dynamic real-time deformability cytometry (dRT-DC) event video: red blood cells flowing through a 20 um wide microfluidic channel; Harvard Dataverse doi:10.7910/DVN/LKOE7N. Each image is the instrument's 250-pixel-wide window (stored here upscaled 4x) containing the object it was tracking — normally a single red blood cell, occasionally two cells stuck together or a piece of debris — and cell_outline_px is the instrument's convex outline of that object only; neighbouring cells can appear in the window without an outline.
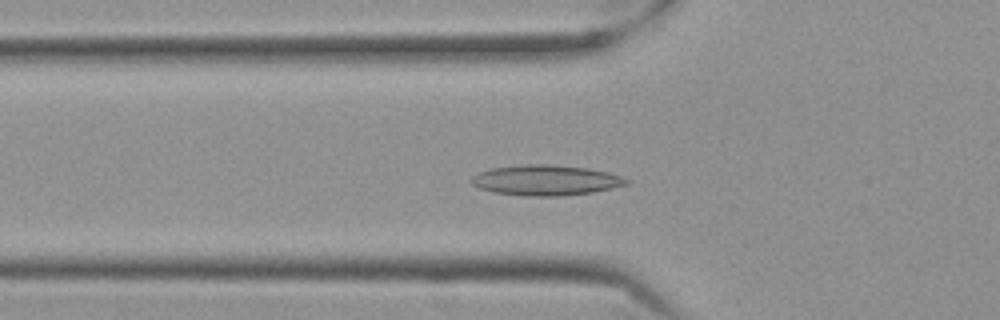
{"species": "Egyptian fruit bat (a non-hibernating species)", "species_latin": "Rousettus aegyptiacus", "temperature_condition": "cold", "stored_images_in_passage": 56, "camera_frame_rate_fps": 3000, "um_per_image_px": 0.085, "frame": {"image": 1, "passage_image": 18, "time_ms": 5.667, "image_size_px": [1000, 320], "cell_outline_px": [[628, 184], [612, 188], [592, 192], [560, 196], [524, 196], [492, 192], [480, 188], [472, 184], [472, 176], [476, 172], [492, 168], [524, 164], [548, 164], [588, 168], [608, 172], [620, 176], [628, 180]], "centroid_in_image_um": [46.36, 15.32], "position_along_channel_um": 79.4, "area_um2": 27.46}}
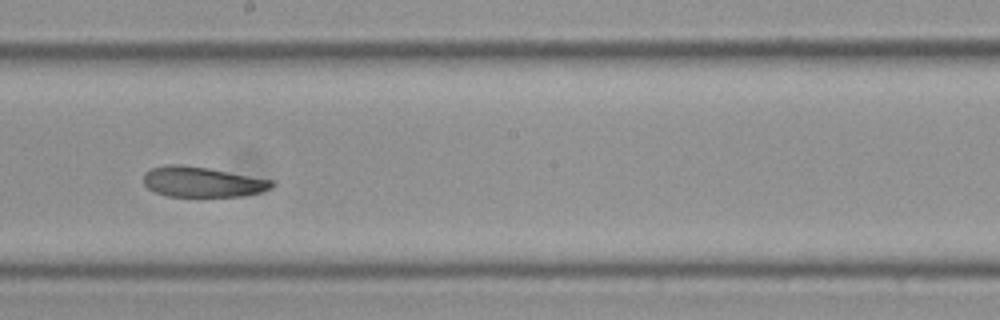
{"frame": {"image": 2, "passage_image": 31, "time_ms": 10.0, "image_size_px": [1000, 320], "cell_outline_px": [[276, 184], [260, 192], [244, 196], [168, 196], [156, 192], [148, 188], [144, 184], [144, 172], [152, 168], [168, 164], [184, 164], [208, 168], [272, 180]], "centroid_in_image_um": [17.16, 15.45], "position_along_channel_um": 231.0, "area_um2": 22.48}}
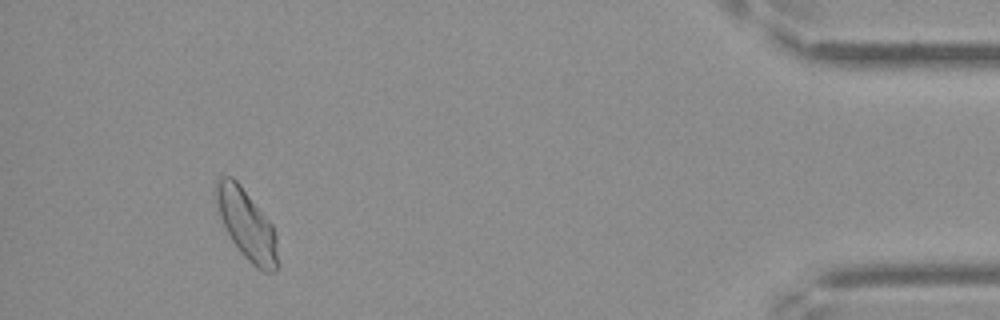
{"frame": {"image": 3, "passage_image": 52, "time_ms": 17.0, "image_size_px": [1000, 320], "cell_outline_px": [[276, 272], [264, 272], [256, 268], [240, 252], [232, 240], [220, 216], [216, 200], [216, 176], [232, 176], [240, 184], [272, 224], [276, 232]], "centroid_in_image_um": [20.96, 19.06], "position_along_channel_um": 414.2, "area_um2": 24.74}, "authors_computed_cell_mechanics": {"area_um2": 24.5939, "velocity_mm_per_s": 3.4823, "shape_relaxation_time_tau1_ms": 10.3175, "shape_relaxation_time_tau2_ms": 2.8392, "deformation_change_tau1": 0.1505, "deformation_change_tau2": 0.0819}}